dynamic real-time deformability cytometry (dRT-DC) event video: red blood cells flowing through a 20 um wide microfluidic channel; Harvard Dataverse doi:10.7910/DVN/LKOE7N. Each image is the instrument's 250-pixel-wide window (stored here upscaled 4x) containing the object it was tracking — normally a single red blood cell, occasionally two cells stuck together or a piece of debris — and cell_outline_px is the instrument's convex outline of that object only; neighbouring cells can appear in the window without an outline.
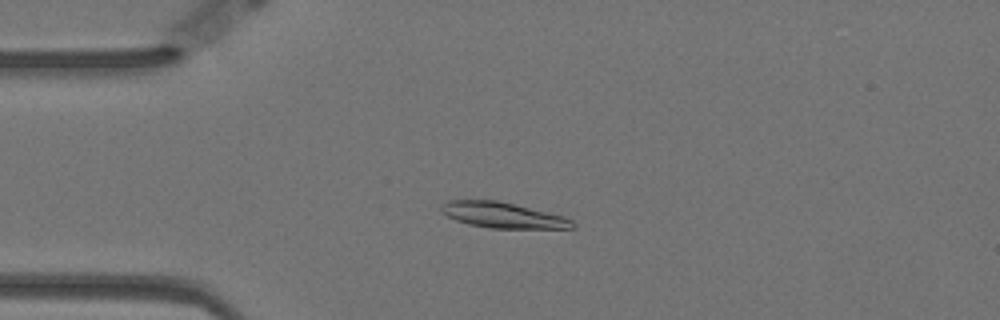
{"species": "Egyptian fruit bat (a non-hibernating species)", "species_latin": "Rousettus aegyptiacus", "temperature_condition": "warm", "stored_images_in_passage": 59, "camera_frame_rate_fps": 3000, "um_per_image_px": 0.085, "animal": {"sex": "female"}, "frame": {"image": 1, "passage_image": 14, "time_ms": 4.333, "image_size_px": [1000, 320], "cell_outline_px": [[576, 228], [488, 228], [468, 224], [456, 220], [440, 212], [440, 204], [448, 200], [496, 200], [564, 216], [572, 220], [576, 224]], "centroid_in_image_um": [42.7, 18.29], "position_along_channel_um": 42.3, "area_um2": 19.59}}
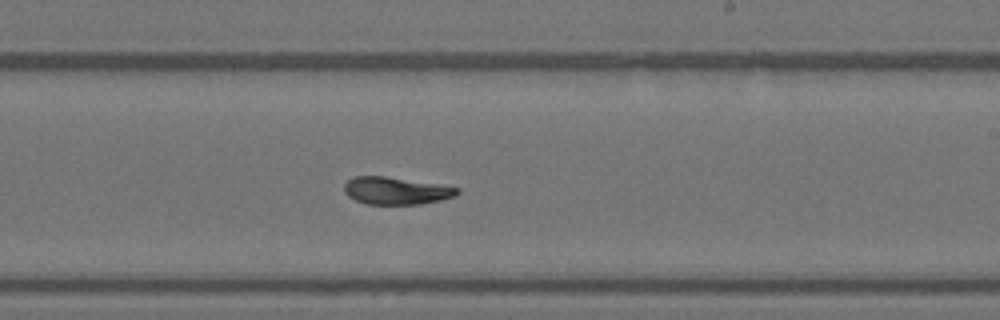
{"frame": {"image": 2, "passage_image": 34, "time_ms": 11.0, "image_size_px": [1000, 320], "cell_outline_px": [[460, 192], [456, 196], [440, 200], [420, 204], [368, 204], [356, 200], [348, 196], [344, 192], [344, 184], [348, 180], [356, 176], [384, 176], [440, 184], [460, 188]], "centroid_in_image_um": [33.69, 16.21], "position_along_channel_um": 255.3, "area_um2": 18.03}}
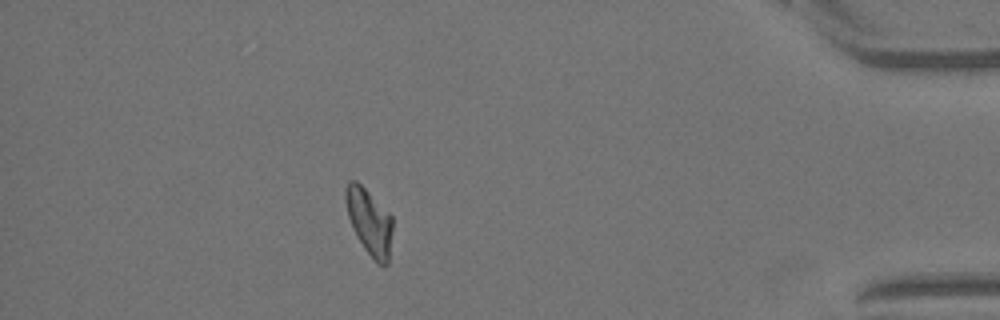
{"frame": {"image": 3, "passage_image": 51, "time_ms": 16.667, "image_size_px": [1000, 320], "cell_outline_px": [[392, 228], [388, 264], [380, 264], [364, 248], [352, 228], [348, 216], [344, 200], [344, 188], [348, 180], [356, 180], [392, 216]], "centroid_in_image_um": [31.35, 18.79], "position_along_channel_um": 403.8, "area_um2": 17.8}, "authors_computed_cell_mechanics": {"area_um2": 18.8428, "velocity_mm_per_s": 3.4887, "shape_relaxation_time_tau1_ms": 2.939, "shape_relaxation_time_tau2_ms": 3.6344, "deformation_change_tau1": 0.1245, "deformation_change_tau2": 0.0745}}